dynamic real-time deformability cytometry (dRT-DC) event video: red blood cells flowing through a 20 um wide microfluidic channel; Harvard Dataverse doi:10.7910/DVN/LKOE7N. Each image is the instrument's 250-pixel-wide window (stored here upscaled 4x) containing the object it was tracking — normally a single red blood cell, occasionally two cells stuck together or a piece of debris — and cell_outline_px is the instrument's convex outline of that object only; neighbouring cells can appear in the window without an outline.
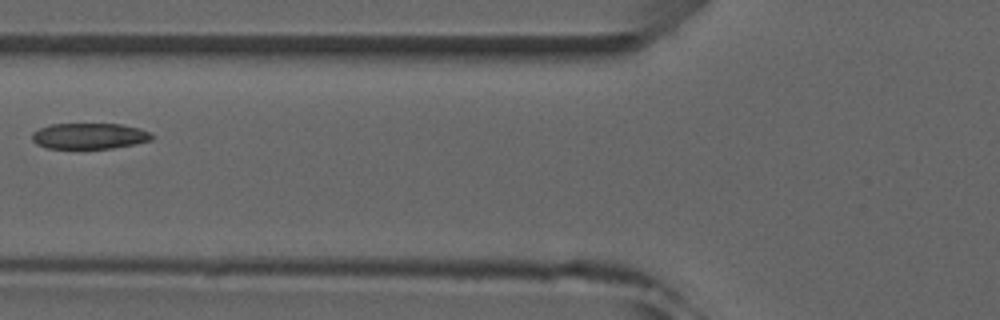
{"species": "common noctule bat (a hibernating species)", "species_latin": "Nyctalus noctula", "temperature_condition": "room temperature", "stored_images_in_passage": 4, "camera_frame_rate_fps": 3000, "um_per_image_px": 0.085, "animal": {"sex": "male", "forearm_length_mm": 52.5}, "frame": {"image": 1, "passage_image": 4, "time_ms": 3.333, "image_size_px": [1000, 320], "cell_outline_px": [[152, 140], [136, 144], [112, 148], [48, 148], [36, 144], [32, 140], [32, 132], [40, 128], [52, 124], [120, 124], [140, 128], [148, 132], [152, 136]], "centroid_in_image_um": [7.59, 11.56], "position_along_channel_um": 118.2, "area_um2": 17.98}}